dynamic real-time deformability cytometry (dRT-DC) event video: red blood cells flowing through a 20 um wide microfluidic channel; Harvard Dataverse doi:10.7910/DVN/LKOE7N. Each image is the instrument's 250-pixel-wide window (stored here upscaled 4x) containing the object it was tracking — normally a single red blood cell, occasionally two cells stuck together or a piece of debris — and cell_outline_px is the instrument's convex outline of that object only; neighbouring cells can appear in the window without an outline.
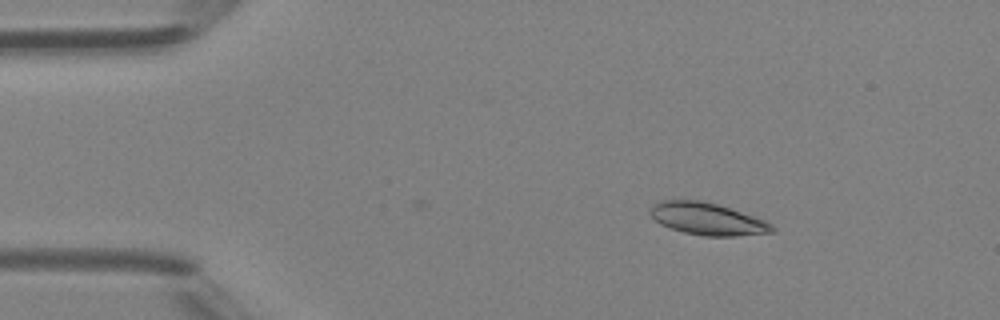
{"species": "Egyptian fruit bat (a non-hibernating species)", "species_latin": "Rousettus aegyptiacus", "temperature_condition": "room temperature", "stored_images_in_passage": 23, "camera_frame_rate_fps": 3000, "um_per_image_px": 0.085, "animal": {"sex": "female"}, "frame": {"image": 1, "passage_image": 5, "time_ms": 1.333, "image_size_px": [1000, 320], "cell_outline_px": [[776, 228], [772, 232], [736, 236], [704, 236], [684, 232], [660, 224], [648, 212], [652, 204], [656, 200], [700, 200], [716, 204], [764, 220], [772, 224]], "centroid_in_image_um": [60.08, 18.6], "position_along_channel_um": 24.9, "area_um2": 22.66}}
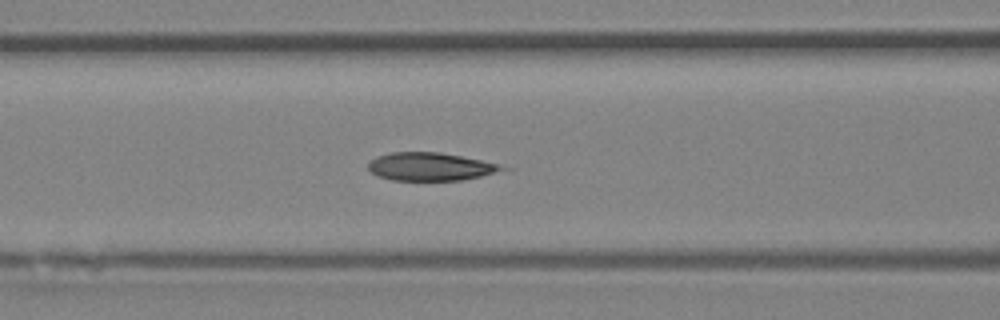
{"frame": {"image": 2, "passage_image": 17, "time_ms": 5.333, "image_size_px": [1000, 320], "cell_outline_px": [[512, 168], [464, 180], [392, 180], [380, 176], [372, 172], [368, 168], [368, 164], [376, 156], [388, 152], [440, 152], [500, 164]], "centroid_in_image_um": [36.59, 14.16], "position_along_channel_um": 130.0, "area_um2": 21.79}}
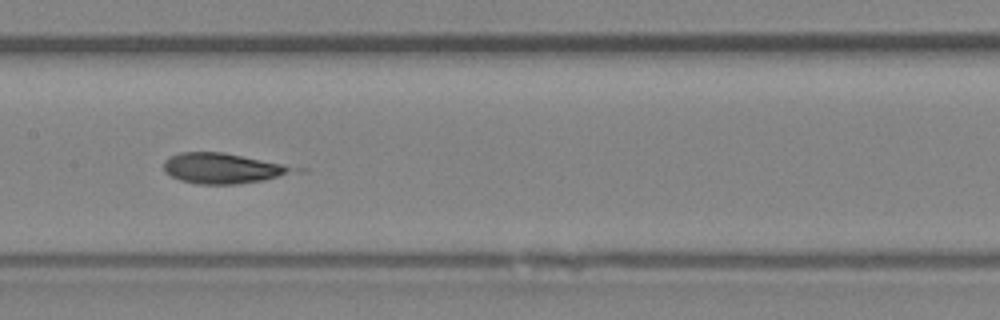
{"frame": {"image": 3, "passage_image": 21, "time_ms": 6.667, "image_size_px": [1000, 320], "cell_outline_px": [[308, 172], [264, 180], [236, 184], [200, 184], [180, 180], [164, 172], [164, 160], [168, 156], [180, 152], [224, 152], [308, 168]], "centroid_in_image_um": [19.14, 14.3], "position_along_channel_um": 188.3, "area_um2": 23.93}}